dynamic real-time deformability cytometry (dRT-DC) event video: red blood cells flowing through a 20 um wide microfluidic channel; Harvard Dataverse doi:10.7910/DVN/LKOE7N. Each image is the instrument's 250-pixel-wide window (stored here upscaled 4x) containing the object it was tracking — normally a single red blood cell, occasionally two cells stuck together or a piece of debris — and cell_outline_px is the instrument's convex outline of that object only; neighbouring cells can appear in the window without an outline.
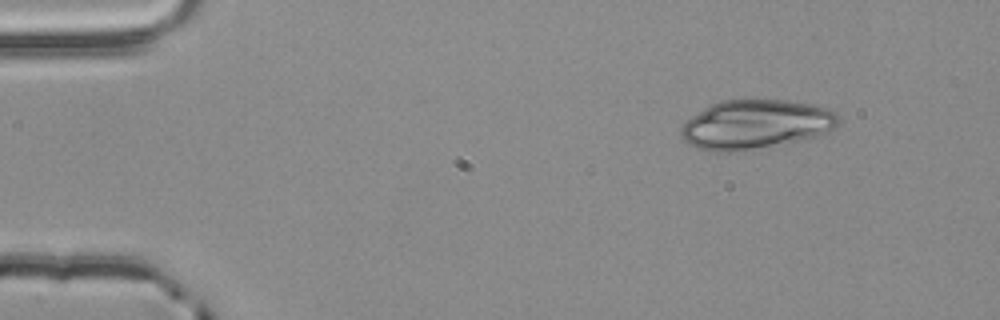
{"species": "common noctule bat (a hibernating species)", "species_latin": "Nyctalus noctula", "temperature_condition": "room temperature", "stored_images_in_passage": 3, "camera_frame_rate_fps": 3000, "um_per_image_px": 0.085, "animal": {"sex": "male", "body_mass_g": 20.4}, "frame": {"image": 1, "passage_image": 3, "time_ms": 0.667, "image_size_px": [1000, 320], "cell_outline_px": [[840, 120], [832, 128], [824, 132], [812, 136], [796, 140], [732, 152], [712, 152], [696, 148], [688, 144], [680, 136], [680, 128], [692, 116], [712, 104], [724, 100], [784, 100], [812, 104], [836, 112], [840, 116]], "centroid_in_image_um": [64.16, 10.57], "position_along_channel_um": 20.8, "area_um2": 44.27}}